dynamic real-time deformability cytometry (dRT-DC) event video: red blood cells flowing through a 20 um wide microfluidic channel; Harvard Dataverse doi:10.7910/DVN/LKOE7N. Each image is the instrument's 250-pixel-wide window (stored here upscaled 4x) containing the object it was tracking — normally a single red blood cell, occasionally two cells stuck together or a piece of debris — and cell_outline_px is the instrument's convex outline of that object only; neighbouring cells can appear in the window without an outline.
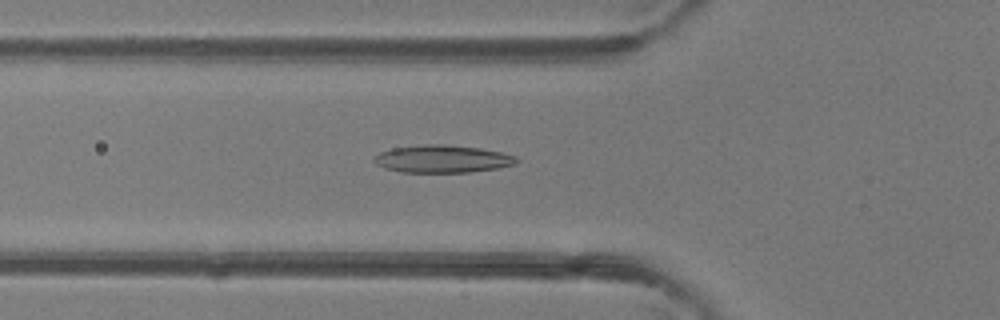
{"species": "common noctule bat (a hibernating species)", "species_latin": "Nyctalus noctula", "temperature_condition": "room temperature", "stored_images_in_passage": 48, "camera_frame_rate_fps": 3000, "um_per_image_px": 0.085, "animal": {"sex": "female"}, "frame": {"image": 1, "passage_image": 17, "time_ms": 5.333, "image_size_px": [1000, 320], "cell_outline_px": [[520, 160], [516, 164], [496, 168], [468, 172], [400, 172], [384, 168], [376, 164], [372, 160], [380, 152], [392, 148], [424, 144], [444, 144], [480, 148], [500, 152], [516, 156]], "centroid_in_image_um": [37.59, 13.5], "position_along_channel_um": 88.2, "area_um2": 22.89}}
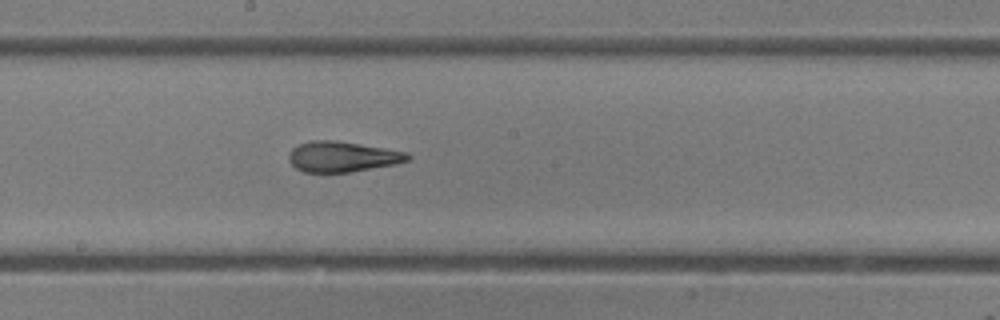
{"frame": {"image": 2, "passage_image": 26, "time_ms": 8.333, "image_size_px": [1000, 320], "cell_outline_px": [[412, 156], [408, 160], [396, 164], [348, 172], [304, 172], [296, 168], [288, 160], [288, 156], [292, 148], [300, 144], [312, 140], [336, 140], [408, 152]], "centroid_in_image_um": [29.1, 13.31], "position_along_channel_um": 219.1, "area_um2": 21.04}}
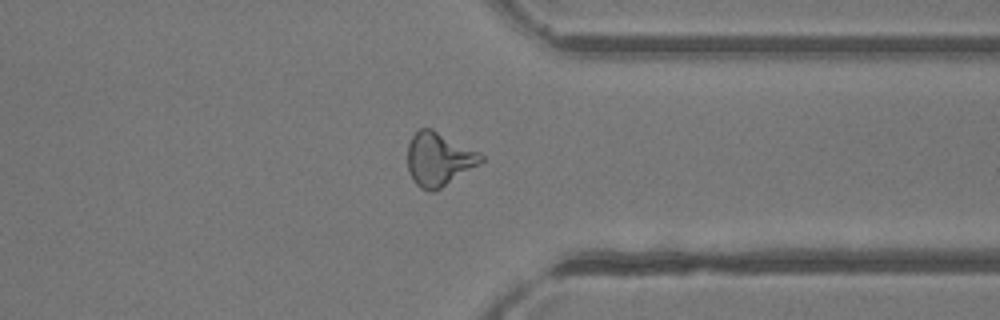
{"frame": {"image": 3, "passage_image": 37, "time_ms": 12.0, "image_size_px": [1000, 320], "cell_outline_px": [[484, 160], [480, 164], [440, 188], [432, 192], [428, 192], [420, 188], [412, 180], [408, 172], [408, 144], [412, 136], [420, 128], [432, 128], [480, 152], [484, 156]], "centroid_in_image_um": [37.29, 13.53], "position_along_channel_um": 374.1, "area_um2": 23.0}, "authors_computed_cell_mechanics": {"area_um2": 22.3686, "velocity_mm_per_s": 4.3343, "shape_relaxation_time_tau1_ms": null, "shape_relaxation_time_tau2_ms": 2.1681, "deformation_change_tau1": null, "deformation_change_tau2": 0.1209}}